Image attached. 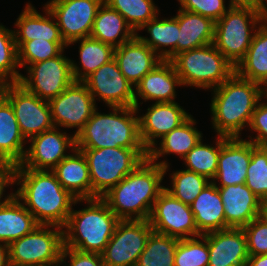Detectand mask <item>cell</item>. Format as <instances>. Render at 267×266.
I'll list each match as a JSON object with an SVG mask.
<instances>
[{
    "mask_svg": "<svg viewBox=\"0 0 267 266\" xmlns=\"http://www.w3.org/2000/svg\"><path fill=\"white\" fill-rule=\"evenodd\" d=\"M14 184L19 186L14 196L42 225L63 228L73 206L84 202L65 190L52 171L16 166Z\"/></svg>",
    "mask_w": 267,
    "mask_h": 266,
    "instance_id": "1",
    "label": "cell"
},
{
    "mask_svg": "<svg viewBox=\"0 0 267 266\" xmlns=\"http://www.w3.org/2000/svg\"><path fill=\"white\" fill-rule=\"evenodd\" d=\"M211 91L210 112L214 132L229 138L241 137L244 128L249 127L258 102L265 96V89L234 72Z\"/></svg>",
    "mask_w": 267,
    "mask_h": 266,
    "instance_id": "2",
    "label": "cell"
},
{
    "mask_svg": "<svg viewBox=\"0 0 267 266\" xmlns=\"http://www.w3.org/2000/svg\"><path fill=\"white\" fill-rule=\"evenodd\" d=\"M164 167L148 158L101 198L120 220H149L154 203L165 186Z\"/></svg>",
    "mask_w": 267,
    "mask_h": 266,
    "instance_id": "3",
    "label": "cell"
},
{
    "mask_svg": "<svg viewBox=\"0 0 267 266\" xmlns=\"http://www.w3.org/2000/svg\"><path fill=\"white\" fill-rule=\"evenodd\" d=\"M110 111L107 114L98 112V109L93 112L75 135V147L146 149L139 134L137 113L140 112L136 107H110Z\"/></svg>",
    "mask_w": 267,
    "mask_h": 266,
    "instance_id": "4",
    "label": "cell"
},
{
    "mask_svg": "<svg viewBox=\"0 0 267 266\" xmlns=\"http://www.w3.org/2000/svg\"><path fill=\"white\" fill-rule=\"evenodd\" d=\"M85 208L72 209L63 227L64 246L102 254L120 219L100 197L84 199Z\"/></svg>",
    "mask_w": 267,
    "mask_h": 266,
    "instance_id": "5",
    "label": "cell"
},
{
    "mask_svg": "<svg viewBox=\"0 0 267 266\" xmlns=\"http://www.w3.org/2000/svg\"><path fill=\"white\" fill-rule=\"evenodd\" d=\"M170 61L182 86H194L204 90L219 87L235 72V66L213 43L180 52Z\"/></svg>",
    "mask_w": 267,
    "mask_h": 266,
    "instance_id": "6",
    "label": "cell"
},
{
    "mask_svg": "<svg viewBox=\"0 0 267 266\" xmlns=\"http://www.w3.org/2000/svg\"><path fill=\"white\" fill-rule=\"evenodd\" d=\"M85 156L92 187V199L102 197L148 157L146 149L77 148Z\"/></svg>",
    "mask_w": 267,
    "mask_h": 266,
    "instance_id": "7",
    "label": "cell"
},
{
    "mask_svg": "<svg viewBox=\"0 0 267 266\" xmlns=\"http://www.w3.org/2000/svg\"><path fill=\"white\" fill-rule=\"evenodd\" d=\"M259 26L255 8L231 6L215 22L213 44L236 67L245 57Z\"/></svg>",
    "mask_w": 267,
    "mask_h": 266,
    "instance_id": "8",
    "label": "cell"
},
{
    "mask_svg": "<svg viewBox=\"0 0 267 266\" xmlns=\"http://www.w3.org/2000/svg\"><path fill=\"white\" fill-rule=\"evenodd\" d=\"M63 246L62 227L40 224L8 245L9 262L11 266H60Z\"/></svg>",
    "mask_w": 267,
    "mask_h": 266,
    "instance_id": "9",
    "label": "cell"
},
{
    "mask_svg": "<svg viewBox=\"0 0 267 266\" xmlns=\"http://www.w3.org/2000/svg\"><path fill=\"white\" fill-rule=\"evenodd\" d=\"M1 95L11 104L26 141L55 127L48 101L28 92L19 83H4Z\"/></svg>",
    "mask_w": 267,
    "mask_h": 266,
    "instance_id": "10",
    "label": "cell"
},
{
    "mask_svg": "<svg viewBox=\"0 0 267 266\" xmlns=\"http://www.w3.org/2000/svg\"><path fill=\"white\" fill-rule=\"evenodd\" d=\"M64 51L51 59L30 64L27 76L21 75L19 84L42 100L50 101L74 82L71 59Z\"/></svg>",
    "mask_w": 267,
    "mask_h": 266,
    "instance_id": "11",
    "label": "cell"
},
{
    "mask_svg": "<svg viewBox=\"0 0 267 266\" xmlns=\"http://www.w3.org/2000/svg\"><path fill=\"white\" fill-rule=\"evenodd\" d=\"M153 231L149 220H120L101 254L106 266H136Z\"/></svg>",
    "mask_w": 267,
    "mask_h": 266,
    "instance_id": "12",
    "label": "cell"
},
{
    "mask_svg": "<svg viewBox=\"0 0 267 266\" xmlns=\"http://www.w3.org/2000/svg\"><path fill=\"white\" fill-rule=\"evenodd\" d=\"M149 222L153 231L178 239L201 236L190 205L176 199L165 189L157 197Z\"/></svg>",
    "mask_w": 267,
    "mask_h": 266,
    "instance_id": "13",
    "label": "cell"
},
{
    "mask_svg": "<svg viewBox=\"0 0 267 266\" xmlns=\"http://www.w3.org/2000/svg\"><path fill=\"white\" fill-rule=\"evenodd\" d=\"M48 103L54 126L76 128L74 135L78 134L98 108L87 86L77 81Z\"/></svg>",
    "mask_w": 267,
    "mask_h": 266,
    "instance_id": "14",
    "label": "cell"
},
{
    "mask_svg": "<svg viewBox=\"0 0 267 266\" xmlns=\"http://www.w3.org/2000/svg\"><path fill=\"white\" fill-rule=\"evenodd\" d=\"M104 0H55L46 5L65 43L90 37L97 11Z\"/></svg>",
    "mask_w": 267,
    "mask_h": 266,
    "instance_id": "15",
    "label": "cell"
},
{
    "mask_svg": "<svg viewBox=\"0 0 267 266\" xmlns=\"http://www.w3.org/2000/svg\"><path fill=\"white\" fill-rule=\"evenodd\" d=\"M83 83L95 102L103 100L109 108L135 107V87L124 77L115 59L99 67Z\"/></svg>",
    "mask_w": 267,
    "mask_h": 266,
    "instance_id": "16",
    "label": "cell"
},
{
    "mask_svg": "<svg viewBox=\"0 0 267 266\" xmlns=\"http://www.w3.org/2000/svg\"><path fill=\"white\" fill-rule=\"evenodd\" d=\"M60 129L54 127L29 139L27 143L30 145L17 166L52 171L69 154L68 149L76 148L75 135L61 132Z\"/></svg>",
    "mask_w": 267,
    "mask_h": 266,
    "instance_id": "17",
    "label": "cell"
},
{
    "mask_svg": "<svg viewBox=\"0 0 267 266\" xmlns=\"http://www.w3.org/2000/svg\"><path fill=\"white\" fill-rule=\"evenodd\" d=\"M139 115V134L143 146L148 151L157 140L184 123L190 116L178 102L153 103Z\"/></svg>",
    "mask_w": 267,
    "mask_h": 266,
    "instance_id": "18",
    "label": "cell"
},
{
    "mask_svg": "<svg viewBox=\"0 0 267 266\" xmlns=\"http://www.w3.org/2000/svg\"><path fill=\"white\" fill-rule=\"evenodd\" d=\"M251 153V141L241 137L222 136V147L218 157L217 172L212 181L213 184L216 187L245 184Z\"/></svg>",
    "mask_w": 267,
    "mask_h": 266,
    "instance_id": "19",
    "label": "cell"
},
{
    "mask_svg": "<svg viewBox=\"0 0 267 266\" xmlns=\"http://www.w3.org/2000/svg\"><path fill=\"white\" fill-rule=\"evenodd\" d=\"M181 87V81L170 60H162L147 73L135 86V107L139 112L143 101L175 102L176 87Z\"/></svg>",
    "mask_w": 267,
    "mask_h": 266,
    "instance_id": "20",
    "label": "cell"
},
{
    "mask_svg": "<svg viewBox=\"0 0 267 266\" xmlns=\"http://www.w3.org/2000/svg\"><path fill=\"white\" fill-rule=\"evenodd\" d=\"M217 188L224 205L225 229L243 228L262 215L263 201L246 184Z\"/></svg>",
    "mask_w": 267,
    "mask_h": 266,
    "instance_id": "21",
    "label": "cell"
},
{
    "mask_svg": "<svg viewBox=\"0 0 267 266\" xmlns=\"http://www.w3.org/2000/svg\"><path fill=\"white\" fill-rule=\"evenodd\" d=\"M208 266H246L247 238L242 228H226L207 233Z\"/></svg>",
    "mask_w": 267,
    "mask_h": 266,
    "instance_id": "22",
    "label": "cell"
},
{
    "mask_svg": "<svg viewBox=\"0 0 267 266\" xmlns=\"http://www.w3.org/2000/svg\"><path fill=\"white\" fill-rule=\"evenodd\" d=\"M114 59L124 77L134 87L162 61L137 35L115 48Z\"/></svg>",
    "mask_w": 267,
    "mask_h": 266,
    "instance_id": "23",
    "label": "cell"
},
{
    "mask_svg": "<svg viewBox=\"0 0 267 266\" xmlns=\"http://www.w3.org/2000/svg\"><path fill=\"white\" fill-rule=\"evenodd\" d=\"M43 10L45 15L40 14L31 3L27 2L25 8L16 19L14 26L17 28L13 30V33L18 49L26 41L34 39L65 42L54 16L46 6H43Z\"/></svg>",
    "mask_w": 267,
    "mask_h": 266,
    "instance_id": "24",
    "label": "cell"
},
{
    "mask_svg": "<svg viewBox=\"0 0 267 266\" xmlns=\"http://www.w3.org/2000/svg\"><path fill=\"white\" fill-rule=\"evenodd\" d=\"M195 124H197L193 115H191L184 123L173 129L161 138V141L155 143L153 147L148 150V159L158 164L165 169V174L169 171L170 163L168 161H158L159 158L165 155L176 154L183 159L187 153L203 139V133L199 131ZM159 145V147H158Z\"/></svg>",
    "mask_w": 267,
    "mask_h": 266,
    "instance_id": "25",
    "label": "cell"
},
{
    "mask_svg": "<svg viewBox=\"0 0 267 266\" xmlns=\"http://www.w3.org/2000/svg\"><path fill=\"white\" fill-rule=\"evenodd\" d=\"M52 170L62 187L76 199H92L88 163L82 151L75 148ZM72 153V154H70Z\"/></svg>",
    "mask_w": 267,
    "mask_h": 266,
    "instance_id": "26",
    "label": "cell"
},
{
    "mask_svg": "<svg viewBox=\"0 0 267 266\" xmlns=\"http://www.w3.org/2000/svg\"><path fill=\"white\" fill-rule=\"evenodd\" d=\"M174 17L179 25L176 55L213 43L215 22L212 19L182 9Z\"/></svg>",
    "mask_w": 267,
    "mask_h": 266,
    "instance_id": "27",
    "label": "cell"
},
{
    "mask_svg": "<svg viewBox=\"0 0 267 266\" xmlns=\"http://www.w3.org/2000/svg\"><path fill=\"white\" fill-rule=\"evenodd\" d=\"M198 231L203 235L225 229L224 205L218 188L209 183L190 205Z\"/></svg>",
    "mask_w": 267,
    "mask_h": 266,
    "instance_id": "28",
    "label": "cell"
},
{
    "mask_svg": "<svg viewBox=\"0 0 267 266\" xmlns=\"http://www.w3.org/2000/svg\"><path fill=\"white\" fill-rule=\"evenodd\" d=\"M135 35L125 18L103 2L97 11L90 37L116 48Z\"/></svg>",
    "mask_w": 267,
    "mask_h": 266,
    "instance_id": "29",
    "label": "cell"
},
{
    "mask_svg": "<svg viewBox=\"0 0 267 266\" xmlns=\"http://www.w3.org/2000/svg\"><path fill=\"white\" fill-rule=\"evenodd\" d=\"M38 225L34 216L14 195L0 205V243L9 245L32 232Z\"/></svg>",
    "mask_w": 267,
    "mask_h": 266,
    "instance_id": "30",
    "label": "cell"
},
{
    "mask_svg": "<svg viewBox=\"0 0 267 266\" xmlns=\"http://www.w3.org/2000/svg\"><path fill=\"white\" fill-rule=\"evenodd\" d=\"M26 143L11 104L0 94V157L17 166L24 158Z\"/></svg>",
    "mask_w": 267,
    "mask_h": 266,
    "instance_id": "31",
    "label": "cell"
},
{
    "mask_svg": "<svg viewBox=\"0 0 267 266\" xmlns=\"http://www.w3.org/2000/svg\"><path fill=\"white\" fill-rule=\"evenodd\" d=\"M79 42V43H78ZM79 45V60L81 66L71 59V69L74 81L83 82L102 65L114 59L115 48L91 37L75 40L68 44Z\"/></svg>",
    "mask_w": 267,
    "mask_h": 266,
    "instance_id": "32",
    "label": "cell"
},
{
    "mask_svg": "<svg viewBox=\"0 0 267 266\" xmlns=\"http://www.w3.org/2000/svg\"><path fill=\"white\" fill-rule=\"evenodd\" d=\"M157 15L148 21L139 31L146 30L149 37L136 35L148 45L162 60H171L176 55L179 25L178 20L173 16L162 18ZM165 47V48H164ZM169 47V48H168Z\"/></svg>",
    "mask_w": 267,
    "mask_h": 266,
    "instance_id": "33",
    "label": "cell"
},
{
    "mask_svg": "<svg viewBox=\"0 0 267 266\" xmlns=\"http://www.w3.org/2000/svg\"><path fill=\"white\" fill-rule=\"evenodd\" d=\"M242 78L267 87V27L259 26L245 57L235 67Z\"/></svg>",
    "mask_w": 267,
    "mask_h": 266,
    "instance_id": "34",
    "label": "cell"
},
{
    "mask_svg": "<svg viewBox=\"0 0 267 266\" xmlns=\"http://www.w3.org/2000/svg\"><path fill=\"white\" fill-rule=\"evenodd\" d=\"M179 240L152 231L136 266H175V253Z\"/></svg>",
    "mask_w": 267,
    "mask_h": 266,
    "instance_id": "35",
    "label": "cell"
},
{
    "mask_svg": "<svg viewBox=\"0 0 267 266\" xmlns=\"http://www.w3.org/2000/svg\"><path fill=\"white\" fill-rule=\"evenodd\" d=\"M215 146L204 143L201 139L183 158L186 170L207 177L213 181L218 168V157L222 147V136L216 135ZM213 145V146H212Z\"/></svg>",
    "mask_w": 267,
    "mask_h": 266,
    "instance_id": "36",
    "label": "cell"
},
{
    "mask_svg": "<svg viewBox=\"0 0 267 266\" xmlns=\"http://www.w3.org/2000/svg\"><path fill=\"white\" fill-rule=\"evenodd\" d=\"M104 2L119 12L135 33L160 12L153 0H104Z\"/></svg>",
    "mask_w": 267,
    "mask_h": 266,
    "instance_id": "37",
    "label": "cell"
},
{
    "mask_svg": "<svg viewBox=\"0 0 267 266\" xmlns=\"http://www.w3.org/2000/svg\"><path fill=\"white\" fill-rule=\"evenodd\" d=\"M171 187H165L176 199L191 205L200 192L212 181L189 170H176L170 174Z\"/></svg>",
    "mask_w": 267,
    "mask_h": 266,
    "instance_id": "38",
    "label": "cell"
},
{
    "mask_svg": "<svg viewBox=\"0 0 267 266\" xmlns=\"http://www.w3.org/2000/svg\"><path fill=\"white\" fill-rule=\"evenodd\" d=\"M18 48L12 29L0 24V82L19 83Z\"/></svg>",
    "mask_w": 267,
    "mask_h": 266,
    "instance_id": "39",
    "label": "cell"
},
{
    "mask_svg": "<svg viewBox=\"0 0 267 266\" xmlns=\"http://www.w3.org/2000/svg\"><path fill=\"white\" fill-rule=\"evenodd\" d=\"M67 47L65 42H51L45 39L26 41L18 49L19 66L26 69L30 64L54 58L65 51Z\"/></svg>",
    "mask_w": 267,
    "mask_h": 266,
    "instance_id": "40",
    "label": "cell"
},
{
    "mask_svg": "<svg viewBox=\"0 0 267 266\" xmlns=\"http://www.w3.org/2000/svg\"><path fill=\"white\" fill-rule=\"evenodd\" d=\"M209 259L207 233L178 241L175 266H208Z\"/></svg>",
    "mask_w": 267,
    "mask_h": 266,
    "instance_id": "41",
    "label": "cell"
},
{
    "mask_svg": "<svg viewBox=\"0 0 267 266\" xmlns=\"http://www.w3.org/2000/svg\"><path fill=\"white\" fill-rule=\"evenodd\" d=\"M245 184L263 202L267 201V153L253 142Z\"/></svg>",
    "mask_w": 267,
    "mask_h": 266,
    "instance_id": "42",
    "label": "cell"
},
{
    "mask_svg": "<svg viewBox=\"0 0 267 266\" xmlns=\"http://www.w3.org/2000/svg\"><path fill=\"white\" fill-rule=\"evenodd\" d=\"M249 256L267 254V219L260 215L242 228Z\"/></svg>",
    "mask_w": 267,
    "mask_h": 266,
    "instance_id": "43",
    "label": "cell"
},
{
    "mask_svg": "<svg viewBox=\"0 0 267 266\" xmlns=\"http://www.w3.org/2000/svg\"><path fill=\"white\" fill-rule=\"evenodd\" d=\"M180 4L179 9L198 13L204 17L218 21L230 8L226 7L225 0H177Z\"/></svg>",
    "mask_w": 267,
    "mask_h": 266,
    "instance_id": "44",
    "label": "cell"
},
{
    "mask_svg": "<svg viewBox=\"0 0 267 266\" xmlns=\"http://www.w3.org/2000/svg\"><path fill=\"white\" fill-rule=\"evenodd\" d=\"M266 100H265V99ZM263 101H267V97L264 96ZM262 99L258 102L249 124V129L252 133H256L248 136V141L253 142L257 146H261L267 143V102H263ZM254 131V132H253Z\"/></svg>",
    "mask_w": 267,
    "mask_h": 266,
    "instance_id": "45",
    "label": "cell"
},
{
    "mask_svg": "<svg viewBox=\"0 0 267 266\" xmlns=\"http://www.w3.org/2000/svg\"><path fill=\"white\" fill-rule=\"evenodd\" d=\"M67 259L69 264H66ZM59 264L62 266H106L101 254L82 252L65 246H63Z\"/></svg>",
    "mask_w": 267,
    "mask_h": 266,
    "instance_id": "46",
    "label": "cell"
},
{
    "mask_svg": "<svg viewBox=\"0 0 267 266\" xmlns=\"http://www.w3.org/2000/svg\"><path fill=\"white\" fill-rule=\"evenodd\" d=\"M15 168L14 164L0 157V205L7 202L14 195V192H11L7 196H3L7 187L15 185Z\"/></svg>",
    "mask_w": 267,
    "mask_h": 266,
    "instance_id": "47",
    "label": "cell"
},
{
    "mask_svg": "<svg viewBox=\"0 0 267 266\" xmlns=\"http://www.w3.org/2000/svg\"><path fill=\"white\" fill-rule=\"evenodd\" d=\"M256 11L260 25L267 27V0H260Z\"/></svg>",
    "mask_w": 267,
    "mask_h": 266,
    "instance_id": "48",
    "label": "cell"
},
{
    "mask_svg": "<svg viewBox=\"0 0 267 266\" xmlns=\"http://www.w3.org/2000/svg\"><path fill=\"white\" fill-rule=\"evenodd\" d=\"M246 266H267V254L249 256Z\"/></svg>",
    "mask_w": 267,
    "mask_h": 266,
    "instance_id": "49",
    "label": "cell"
},
{
    "mask_svg": "<svg viewBox=\"0 0 267 266\" xmlns=\"http://www.w3.org/2000/svg\"><path fill=\"white\" fill-rule=\"evenodd\" d=\"M260 0H229L230 6L257 8Z\"/></svg>",
    "mask_w": 267,
    "mask_h": 266,
    "instance_id": "50",
    "label": "cell"
},
{
    "mask_svg": "<svg viewBox=\"0 0 267 266\" xmlns=\"http://www.w3.org/2000/svg\"><path fill=\"white\" fill-rule=\"evenodd\" d=\"M0 266H11L9 262V247L0 243Z\"/></svg>",
    "mask_w": 267,
    "mask_h": 266,
    "instance_id": "51",
    "label": "cell"
},
{
    "mask_svg": "<svg viewBox=\"0 0 267 266\" xmlns=\"http://www.w3.org/2000/svg\"><path fill=\"white\" fill-rule=\"evenodd\" d=\"M262 215L267 219V201L263 202Z\"/></svg>",
    "mask_w": 267,
    "mask_h": 266,
    "instance_id": "52",
    "label": "cell"
},
{
    "mask_svg": "<svg viewBox=\"0 0 267 266\" xmlns=\"http://www.w3.org/2000/svg\"><path fill=\"white\" fill-rule=\"evenodd\" d=\"M261 147L265 150V152L267 153V143L261 145Z\"/></svg>",
    "mask_w": 267,
    "mask_h": 266,
    "instance_id": "53",
    "label": "cell"
},
{
    "mask_svg": "<svg viewBox=\"0 0 267 266\" xmlns=\"http://www.w3.org/2000/svg\"><path fill=\"white\" fill-rule=\"evenodd\" d=\"M52 1H55V0H49V1H47V3H45L44 6H46L48 3L52 2Z\"/></svg>",
    "mask_w": 267,
    "mask_h": 266,
    "instance_id": "54",
    "label": "cell"
},
{
    "mask_svg": "<svg viewBox=\"0 0 267 266\" xmlns=\"http://www.w3.org/2000/svg\"><path fill=\"white\" fill-rule=\"evenodd\" d=\"M2 85H3V83L0 82V94H1Z\"/></svg>",
    "mask_w": 267,
    "mask_h": 266,
    "instance_id": "55",
    "label": "cell"
},
{
    "mask_svg": "<svg viewBox=\"0 0 267 266\" xmlns=\"http://www.w3.org/2000/svg\"><path fill=\"white\" fill-rule=\"evenodd\" d=\"M265 96L267 97V87L265 88Z\"/></svg>",
    "mask_w": 267,
    "mask_h": 266,
    "instance_id": "56",
    "label": "cell"
}]
</instances>
